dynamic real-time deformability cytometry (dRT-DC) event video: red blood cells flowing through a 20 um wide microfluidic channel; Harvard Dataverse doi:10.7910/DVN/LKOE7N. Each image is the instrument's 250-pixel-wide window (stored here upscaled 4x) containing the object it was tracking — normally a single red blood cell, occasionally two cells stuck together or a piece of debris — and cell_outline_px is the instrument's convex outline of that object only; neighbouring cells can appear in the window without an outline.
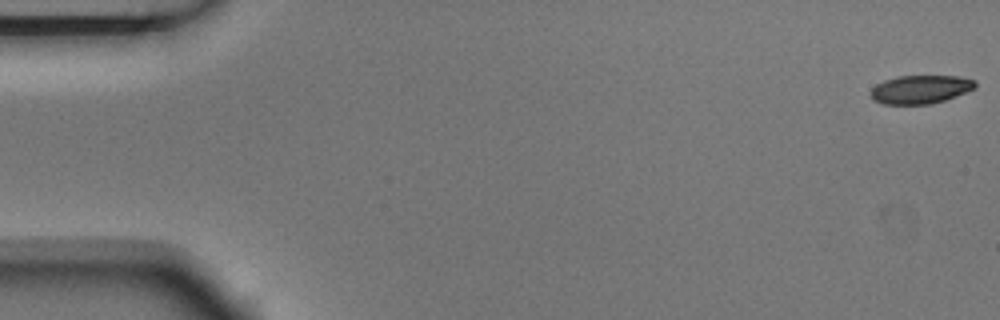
{"species": "Egyptian fruit bat (a non-hibernating species)", "species_latin": "Rousettus aegyptiacus", "temperature_condition": "room temperature", "stored_images_in_passage": 5, "camera_frame_rate_fps": 3000, "um_per_image_px": 0.085, "animal": {"sex": "male"}, "frame": {"image": 1, "passage_image": 1, "time_ms": 0.0, "image_size_px": [1000, 320], "cell_outline_px": [[976, 88], [956, 96], [932, 104], [884, 104], [872, 100], [868, 96], [872, 88], [876, 84], [884, 80], [896, 76], [960, 76], [976, 80]], "centroid_in_image_um": [78.22, 7.6], "position_along_channel_um": 6.8, "area_um2": 17.57}}